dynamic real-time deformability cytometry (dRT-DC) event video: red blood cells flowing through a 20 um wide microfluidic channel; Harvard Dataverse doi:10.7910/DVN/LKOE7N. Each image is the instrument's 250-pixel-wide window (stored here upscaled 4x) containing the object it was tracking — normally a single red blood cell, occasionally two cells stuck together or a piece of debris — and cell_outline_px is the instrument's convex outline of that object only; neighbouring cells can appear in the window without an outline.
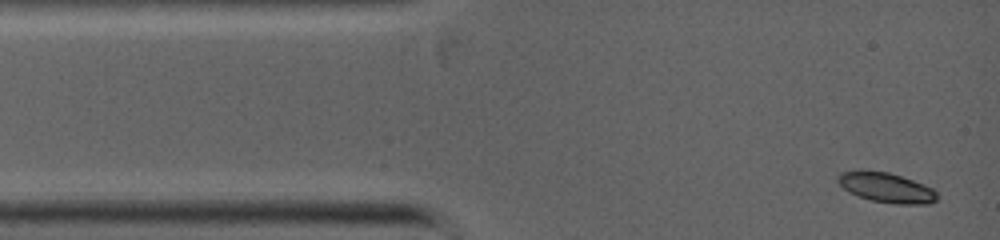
{"species": "common noctule bat (a hibernating species)", "species_latin": "Nyctalus noctula", "temperature_condition": "warm", "stored_images_in_passage": 2, "camera_frame_rate_fps": 5000, "um_per_image_px": 0.085, "animal": {"sex": "female", "body_mass_g": 19.0, "forearm_length_mm": 53.3}, "frame": {"image": 1, "passage_image": 2, "time_ms": 0.4, "image_size_px": [1000, 240], "cell_outline_px": [[936, 200], [928, 204], [896, 204], [872, 200], [848, 192], [836, 180], [836, 176], [840, 172], [888, 172], [924, 184], [932, 188], [936, 192]], "centroid_in_image_um": [75.35, 15.97], "position_along_channel_um": 9.6, "area_um2": 16.76}}